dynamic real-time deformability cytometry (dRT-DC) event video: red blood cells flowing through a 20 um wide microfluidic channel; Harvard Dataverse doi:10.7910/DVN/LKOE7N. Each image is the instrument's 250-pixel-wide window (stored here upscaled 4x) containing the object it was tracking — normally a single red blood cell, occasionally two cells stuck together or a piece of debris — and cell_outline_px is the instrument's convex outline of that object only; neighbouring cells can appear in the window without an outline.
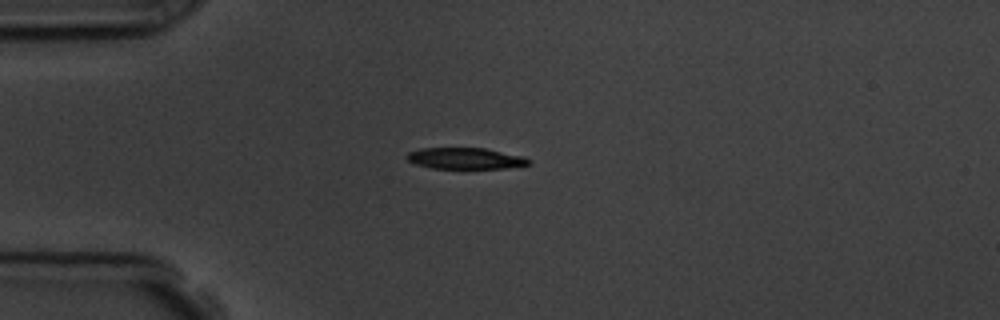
{"species": "common noctule bat (a hibernating species)", "species_latin": "Nyctalus noctula", "temperature_condition": "room temperature", "stored_images_in_passage": 43, "camera_frame_rate_fps": 3000, "um_per_image_px": 0.085, "animal": {"sex": "male", "body_mass_g": 19.5, "forearm_length_mm": 54.6}, "frame": {"image": 1, "passage_image": 1, "time_ms": 0.0, "image_size_px": [1000, 320], "cell_outline_px": [[532, 164], [504, 168], [432, 168], [416, 164], [408, 160], [404, 156], [408, 152], [420, 148], [484, 148], [524, 156], [532, 160]], "centroid_in_image_um": [39.57, 13.46], "position_along_channel_um": 45.4, "area_um2": 15.14}}
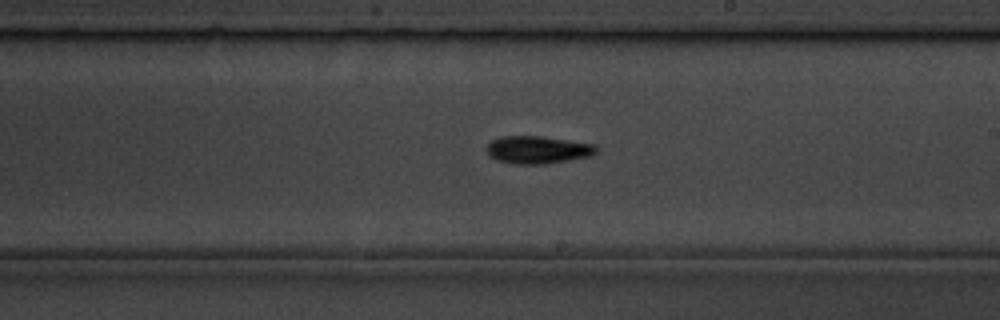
{"frame": {"image": 2, "passage_image": 19, "time_ms": 6.0, "image_size_px": [1000, 320], "cell_outline_px": [[600, 148], [592, 156], [544, 164], [512, 164], [496, 160], [488, 156], [484, 148], [492, 140], [500, 136], [540, 136], [596, 144]], "centroid_in_image_um": [45.69, 12.73], "position_along_channel_um": 243.3, "area_um2": 17.98}}
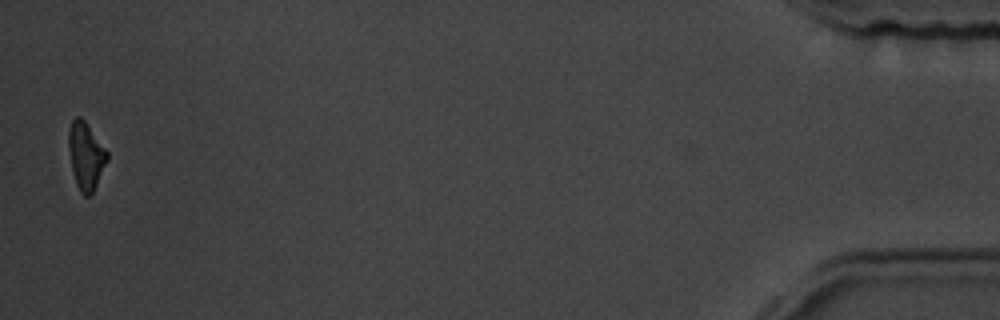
{"frame": {"image": 3, "passage_image": 42, "time_ms": 13.667, "image_size_px": [1000, 320], "cell_outline_px": [[108, 160], [92, 192], [88, 196], [84, 196], [80, 192], [76, 184], [72, 172], [68, 148], [68, 128], [72, 120], [76, 116], [80, 116], [84, 120], [108, 152]], "centroid_in_image_um": [7.27, 13.23], "position_along_channel_um": 427.9, "area_um2": 15.09}, "authors_computed_cell_mechanics": {"area_um2": 16.5886, "velocity_mm_per_s": 3.6166, "shape_relaxation_time_tau1_ms": 2.3065, "shape_relaxation_time_tau2_ms": 3.2929, "deformation_change_tau1": 0.1426, "deformation_change_tau2": 0.1145}}